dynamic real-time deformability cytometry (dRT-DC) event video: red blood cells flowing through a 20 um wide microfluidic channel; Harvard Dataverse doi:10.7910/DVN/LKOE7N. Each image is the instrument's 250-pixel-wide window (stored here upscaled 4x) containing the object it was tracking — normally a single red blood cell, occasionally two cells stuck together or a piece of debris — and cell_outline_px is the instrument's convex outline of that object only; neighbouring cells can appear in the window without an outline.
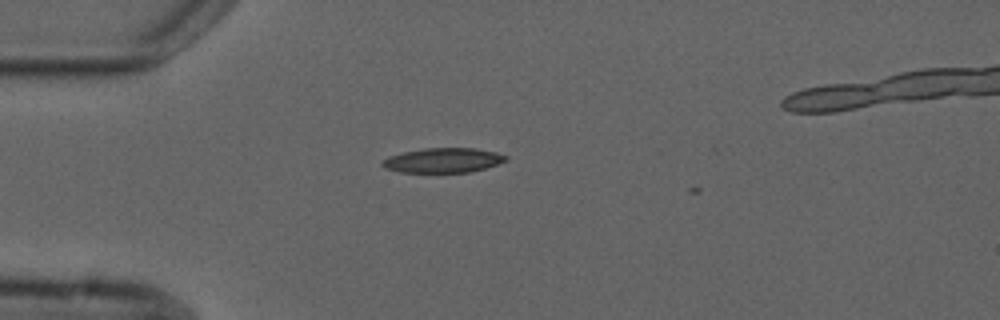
{"species": "common noctule bat (a hibernating species)", "species_latin": "Nyctalus noctula", "temperature_condition": "cold", "stored_images_in_passage": 3, "camera_frame_rate_fps": 3000, "um_per_image_px": 0.085, "animal": {"sex": "male", "forearm_length_mm": 52.5}, "frame": {"image": 1, "passage_image": 1, "time_ms": 0.0, "image_size_px": [1000, 320], "cell_outline_px": [[508, 160], [472, 172], [400, 172], [384, 168], [380, 164], [388, 156], [404, 152], [424, 148], [476, 148], [496, 152], [508, 156]], "centroid_in_image_um": [37.66, 13.62], "position_along_channel_um": 47.3, "area_um2": 17.74}}